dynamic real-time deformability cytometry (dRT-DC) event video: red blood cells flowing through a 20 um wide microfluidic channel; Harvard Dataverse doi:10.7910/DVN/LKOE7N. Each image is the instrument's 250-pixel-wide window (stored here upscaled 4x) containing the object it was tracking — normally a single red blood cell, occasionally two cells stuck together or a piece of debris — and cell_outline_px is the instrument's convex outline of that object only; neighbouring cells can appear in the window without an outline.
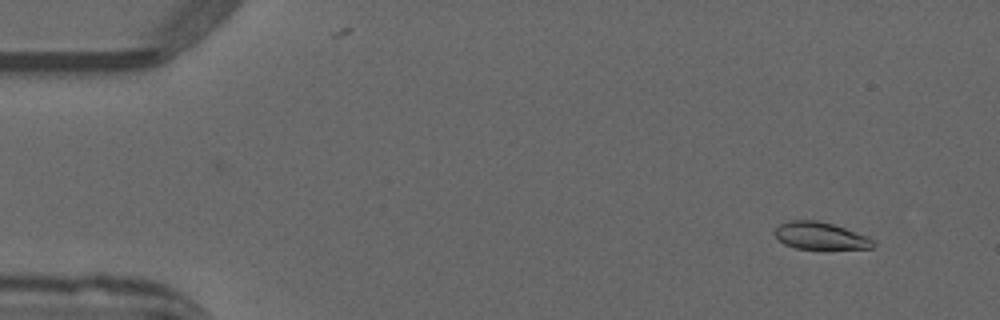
{"species": "common noctule bat (a hibernating species)", "species_latin": "Nyctalus noctula", "temperature_condition": "warm", "stored_images_in_passage": 12, "camera_frame_rate_fps": 3000, "um_per_image_px": 0.085, "animal": {"sex": "male", "forearm_length_mm": 52.5}, "frame": {"image": 1, "passage_image": 4, "time_ms": 1.0, "image_size_px": [1000, 320], "cell_outline_px": [[876, 244], [872, 248], [796, 248], [784, 244], [772, 232], [780, 224], [788, 220], [816, 220], [832, 224], [868, 236]], "centroid_in_image_um": [69.7, 20.03], "position_along_channel_um": 15.3, "area_um2": 15.37}}